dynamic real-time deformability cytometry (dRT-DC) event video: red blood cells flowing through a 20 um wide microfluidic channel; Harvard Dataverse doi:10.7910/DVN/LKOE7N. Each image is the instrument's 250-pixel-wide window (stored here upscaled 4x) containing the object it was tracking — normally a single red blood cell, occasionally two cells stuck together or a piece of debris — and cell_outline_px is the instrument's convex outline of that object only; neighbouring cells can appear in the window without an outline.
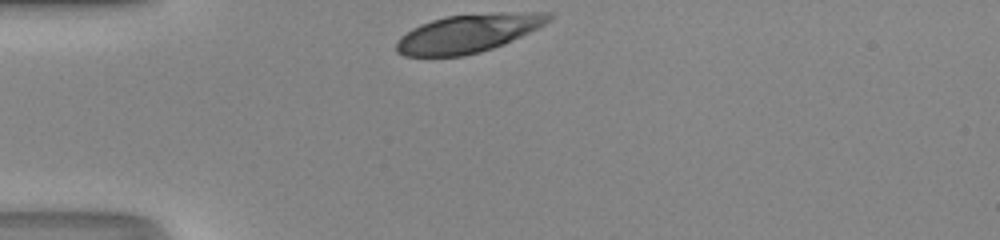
{"species": "human", "species_latin": "Homo sapiens", "temperature_condition": "room temperature", "stored_images_in_passage": 27, "camera_frame_rate_fps": 3000, "um_per_image_px": 0.085, "donor": {"sex": "male"}, "frame": {"image": 1, "passage_image": 1, "time_ms": 0.0, "image_size_px": [1000, 240], "cell_outline_px": [[556, 16], [552, 20], [504, 44], [480, 52], [464, 56], [404, 56], [396, 52], [396, 40], [400, 36], [412, 28], [420, 24], [444, 16], [500, 12], [552, 12]], "centroid_in_image_um": [39.79, 2.82], "position_along_channel_um": 45.2, "area_um2": 34.16}}
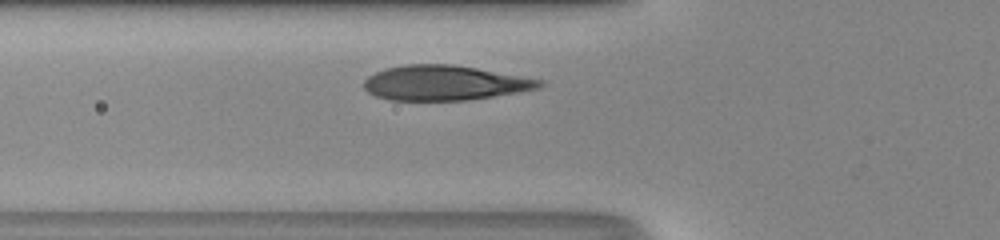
{"frame": {"image": 2, "passage_image": 6, "time_ms": 1.667, "image_size_px": [1000, 240], "cell_outline_px": [[544, 84], [540, 88], [520, 92], [468, 100], [392, 100], [376, 96], [368, 92], [364, 88], [364, 80], [368, 76], [384, 68], [404, 64], [452, 64], [476, 68], [544, 80]], "centroid_in_image_um": [37.79, 7.04], "position_along_channel_um": 88.0, "area_um2": 35.72}}
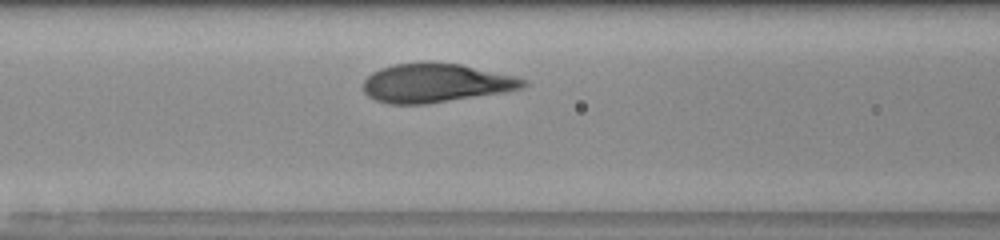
{"frame": {"image": 3, "passage_image": 9, "time_ms": 2.667, "image_size_px": [1000, 240], "cell_outline_px": [[528, 84], [524, 88], [508, 92], [428, 104], [388, 104], [376, 100], [368, 96], [364, 92], [364, 80], [372, 72], [380, 68], [392, 64], [420, 60], [428, 60], [460, 64], [516, 76], [528, 80]], "centroid_in_image_um": [37.07, 7.04], "position_along_channel_um": 129.5, "area_um2": 37.22}, "authors_computed_cell_mechanics": {"area_um2": 35.7782, "velocity_mm_per_s": 4.1402, "shape_relaxation_time_tau1_ms": 2.2637, "shape_relaxation_time_tau2_ms": null, "deformation_change_tau1": 0.1469, "deformation_change_tau2": null}}